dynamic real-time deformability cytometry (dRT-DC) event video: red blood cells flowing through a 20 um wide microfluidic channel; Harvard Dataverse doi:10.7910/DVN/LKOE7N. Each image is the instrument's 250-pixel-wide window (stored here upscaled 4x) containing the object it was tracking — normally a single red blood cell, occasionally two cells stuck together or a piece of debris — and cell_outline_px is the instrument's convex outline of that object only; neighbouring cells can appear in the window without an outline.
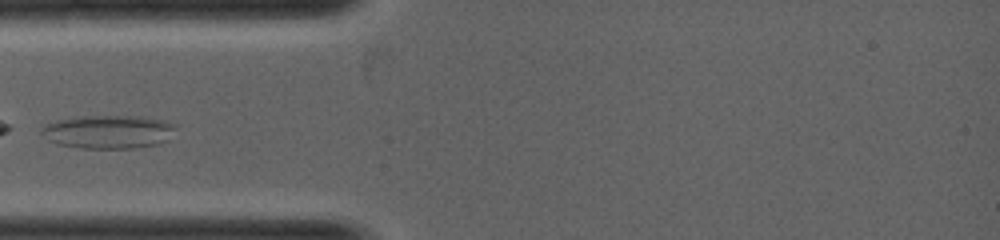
{"species": "common noctule bat (a hibernating species)", "species_latin": "Nyctalus noctula", "temperature_condition": "warm", "stored_images_in_passage": 21, "camera_frame_rate_fps": 5000, "um_per_image_px": 0.085, "animal": {"sex": "female", "body_mass_g": 19.0, "forearm_length_mm": 53.3}, "frame": {"image": 1, "passage_image": 1, "time_ms": 0.0, "image_size_px": [1000, 240], "cell_outline_px": [[180, 124], [168, 140], [156, 144], [136, 148], [80, 148], [56, 144], [48, 140], [40, 132], [40, 124], [56, 120], [80, 116], [144, 116], [164, 120]], "centroid_in_image_um": [9.21, 11.19], "position_along_channel_um": 75.8, "area_um2": 26.76}}
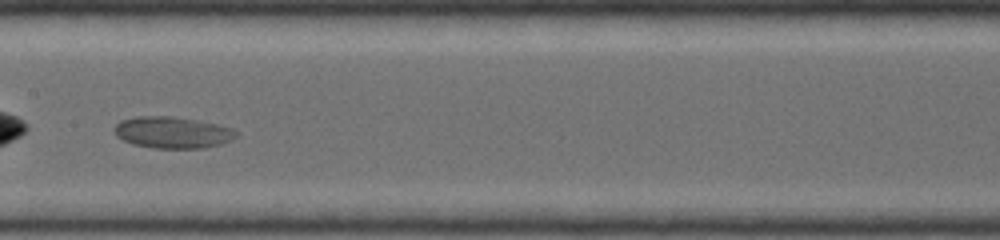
{"frame": {"image": 2, "passage_image": 8, "time_ms": 1.4, "image_size_px": [1000, 240], "cell_outline_px": [[240, 132], [236, 136], [220, 144], [204, 148], [156, 148], [132, 144], [116, 136], [112, 128], [120, 120], [136, 116], [172, 116], [200, 120], [232, 128]], "centroid_in_image_um": [14.63, 11.24], "position_along_channel_um": 192.8, "area_um2": 22.54}}
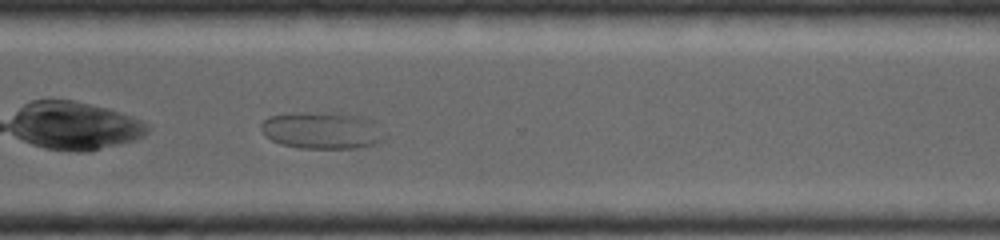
{"frame": {"image": 3, "passage_image": 17, "time_ms": 3.2, "image_size_px": [1000, 240], "cell_outline_px": [[384, 136], [380, 140], [372, 144], [352, 148], [300, 148], [280, 144], [264, 136], [260, 128], [260, 124], [268, 116], [292, 112], [332, 112], [364, 116], [372, 120]], "centroid_in_image_um": [27.27, 11.06], "position_along_channel_um": 343.3, "area_um2": 26.65}}